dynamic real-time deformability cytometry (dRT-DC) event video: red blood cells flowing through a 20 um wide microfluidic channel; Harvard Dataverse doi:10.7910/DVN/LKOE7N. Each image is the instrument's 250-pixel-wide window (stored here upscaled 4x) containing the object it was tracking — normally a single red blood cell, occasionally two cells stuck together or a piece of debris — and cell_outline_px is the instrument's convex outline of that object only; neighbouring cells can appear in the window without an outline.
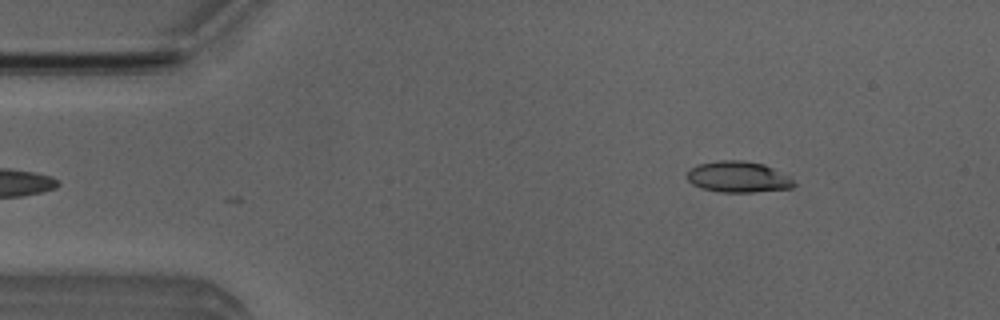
{"species": "Egyptian fruit bat (a non-hibernating species)", "species_latin": "Rousettus aegyptiacus", "temperature_condition": "room temperature", "stored_images_in_passage": 33, "camera_frame_rate_fps": 3000, "um_per_image_px": 0.085, "animal": {"sex": "male"}, "frame": {"image": 1, "passage_image": 1, "time_ms": 0.0, "image_size_px": [1000, 320], "cell_outline_px": [[796, 184], [792, 188], [752, 192], [720, 192], [700, 188], [692, 184], [684, 176], [696, 164], [720, 160], [744, 160], [764, 164], [788, 176]], "centroid_in_image_um": [62.7, 15.03], "position_along_channel_um": 22.3, "area_um2": 19.42}}
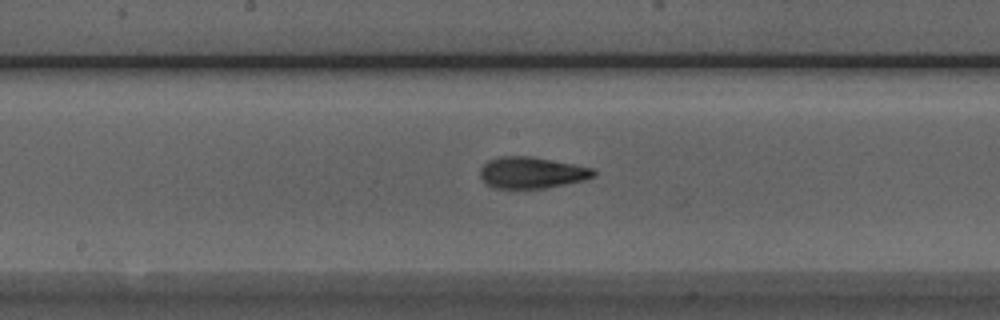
{"frame": {"image": 2, "passage_image": 20, "time_ms": 6.333, "image_size_px": [1000, 320], "cell_outline_px": [[596, 176], [584, 180], [548, 188], [492, 188], [484, 184], [480, 176], [480, 168], [488, 160], [500, 156], [532, 156], [576, 164], [592, 168], [596, 172]], "centroid_in_image_um": [45.19, 14.67], "position_along_channel_um": 203.0, "area_um2": 21.1}}
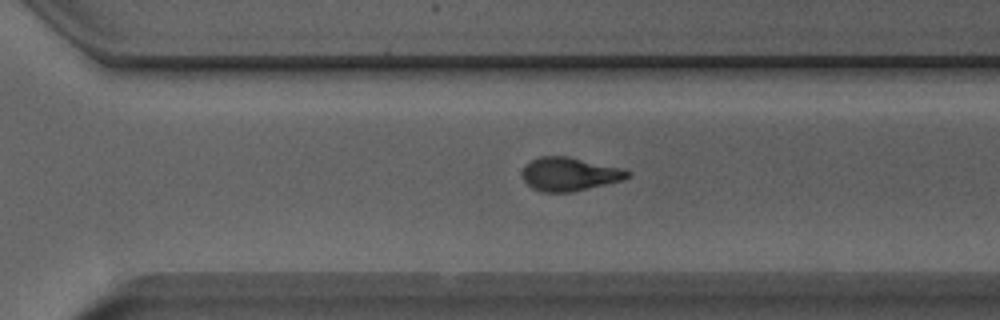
{"frame": {"image": 3, "passage_image": 29, "time_ms": 9.333, "image_size_px": [1000, 320], "cell_outline_px": [[632, 176], [624, 180], [572, 192], [544, 192], [532, 188], [524, 180], [524, 168], [532, 160], [540, 156], [568, 156], [620, 168], [632, 172]], "centroid_in_image_um": [48.46, 14.8], "position_along_channel_um": 322.1, "area_um2": 20.35}, "authors_computed_cell_mechanics": {"area_um2": 20.4034, "velocity_mm_per_s": 3.9865, "shape_relaxation_time_tau1_ms": 6.875, "shape_relaxation_time_tau2_ms": 1.5, "deformation_change_tau1": 0.1966, "deformation_change_tau2": 0.0827}}